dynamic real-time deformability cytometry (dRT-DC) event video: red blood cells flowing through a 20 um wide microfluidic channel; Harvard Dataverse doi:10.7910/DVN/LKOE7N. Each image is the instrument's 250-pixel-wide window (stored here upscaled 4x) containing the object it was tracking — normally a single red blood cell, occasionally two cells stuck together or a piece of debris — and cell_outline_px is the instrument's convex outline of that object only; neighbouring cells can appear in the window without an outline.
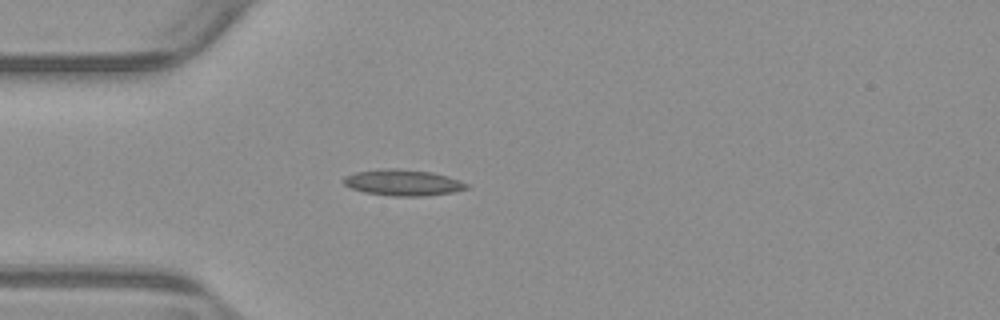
{"species": "common noctule bat (a hibernating species)", "species_latin": "Nyctalus noctula", "temperature_condition": "warm", "stored_images_in_passage": 40, "camera_frame_rate_fps": 3000, "um_per_image_px": 0.085, "animal": {"sex": "male", "body_mass_g": 23.1, "forearm_length_mm": 52.7}, "frame": {"image": 1, "passage_image": 1, "time_ms": 0.0, "image_size_px": [1000, 320], "cell_outline_px": [[468, 188], [452, 192], [420, 196], [392, 196], [364, 192], [352, 188], [344, 184], [344, 176], [356, 172], [388, 168], [396, 168], [432, 172], [448, 176], [460, 180], [468, 184]], "centroid_in_image_um": [34.26, 15.51], "position_along_channel_um": 50.7, "area_um2": 18.55}}
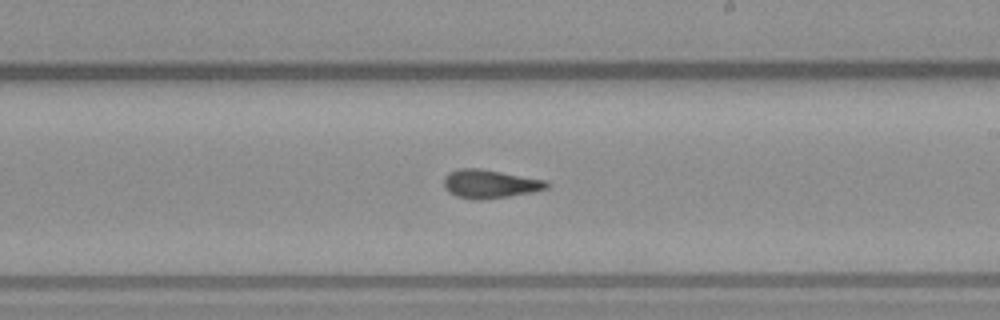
{"frame": {"image": 2, "passage_image": 17, "time_ms": 5.333, "image_size_px": [1000, 320], "cell_outline_px": [[548, 188], [532, 192], [508, 196], [480, 200], [472, 200], [456, 196], [448, 192], [444, 184], [444, 176], [448, 172], [460, 168], [480, 168], [548, 180]], "centroid_in_image_um": [41.63, 15.62], "position_along_channel_um": 247.4, "area_um2": 17.22}}
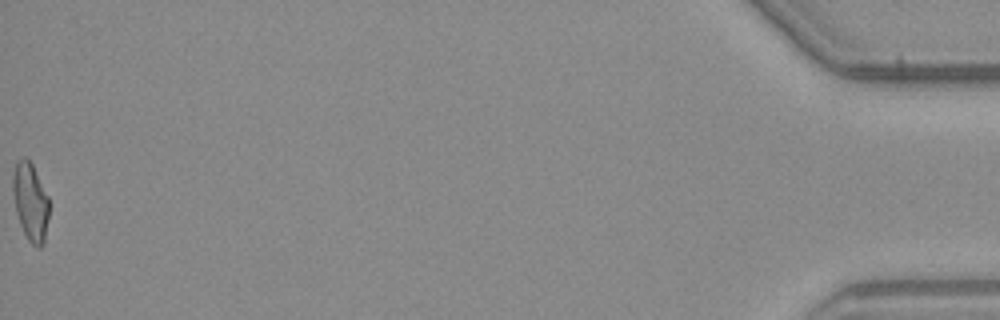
{"frame": {"image": 3, "passage_image": 40, "time_ms": 13.0, "image_size_px": [1000, 320], "cell_outline_px": [[48, 216], [44, 244], [40, 248], [36, 248], [28, 240], [20, 224], [16, 212], [12, 192], [12, 176], [16, 160], [24, 156], [32, 164], [48, 196]], "centroid_in_image_um": [2.57, 17.15], "position_along_channel_um": 432.6, "area_um2": 16.53}, "authors_computed_cell_mechanics": {"area_um2": 16.7042, "velocity_mm_per_s": 3.8549, "shape_relaxation_time_tau1_ms": 10.4624, "shape_relaxation_time_tau2_ms": 2.2018, "deformation_change_tau1": 0.257, "deformation_change_tau2": 0.0873}}